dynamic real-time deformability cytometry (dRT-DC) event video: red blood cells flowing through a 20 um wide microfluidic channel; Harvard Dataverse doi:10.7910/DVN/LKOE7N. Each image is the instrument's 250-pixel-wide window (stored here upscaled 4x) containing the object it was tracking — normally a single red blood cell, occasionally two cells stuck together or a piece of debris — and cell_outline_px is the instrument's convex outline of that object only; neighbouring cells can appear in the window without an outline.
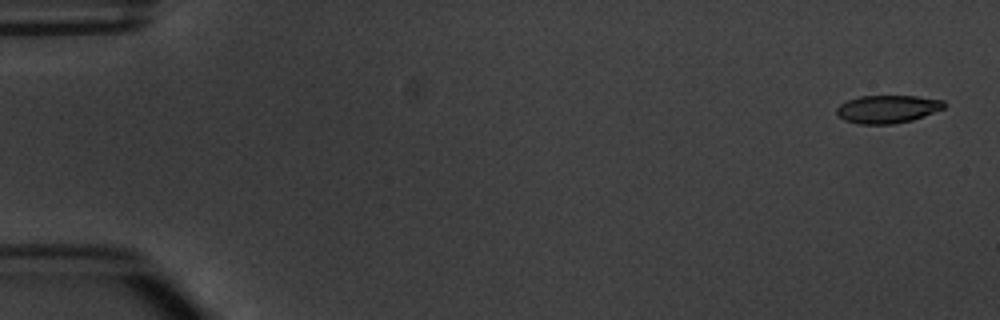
{"species": "common noctule bat (a hibernating species)", "species_latin": "Nyctalus noctula", "temperature_condition": "warm", "stored_images_in_passage": 5, "camera_frame_rate_fps": 3000, "um_per_image_px": 0.085, "animal": {"sex": "male", "body_mass_g": 20.1, "forearm_length_mm": 53.5}, "frame": {"image": 1, "passage_image": 1, "time_ms": 0.0, "image_size_px": [1000, 320], "cell_outline_px": [[948, 104], [944, 108], [924, 116], [912, 120], [892, 124], [860, 124], [844, 120], [836, 112], [836, 108], [840, 104], [848, 100], [860, 96], [916, 96], [944, 100]], "centroid_in_image_um": [75.46, 9.27], "position_along_channel_um": 9.5, "area_um2": 17.51}}
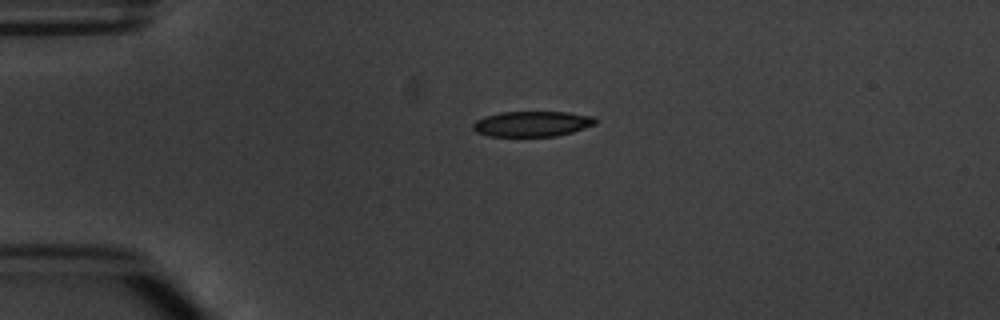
{"frame": {"image": 2, "passage_image": 4, "time_ms": 3.667, "image_size_px": [1000, 320], "cell_outline_px": [[596, 124], [572, 132], [556, 136], [488, 136], [476, 132], [472, 128], [472, 124], [476, 120], [484, 116], [500, 112], [568, 112], [596, 116]], "centroid_in_image_um": [45.23, 10.52], "position_along_channel_um": 39.8, "area_um2": 18.26}}